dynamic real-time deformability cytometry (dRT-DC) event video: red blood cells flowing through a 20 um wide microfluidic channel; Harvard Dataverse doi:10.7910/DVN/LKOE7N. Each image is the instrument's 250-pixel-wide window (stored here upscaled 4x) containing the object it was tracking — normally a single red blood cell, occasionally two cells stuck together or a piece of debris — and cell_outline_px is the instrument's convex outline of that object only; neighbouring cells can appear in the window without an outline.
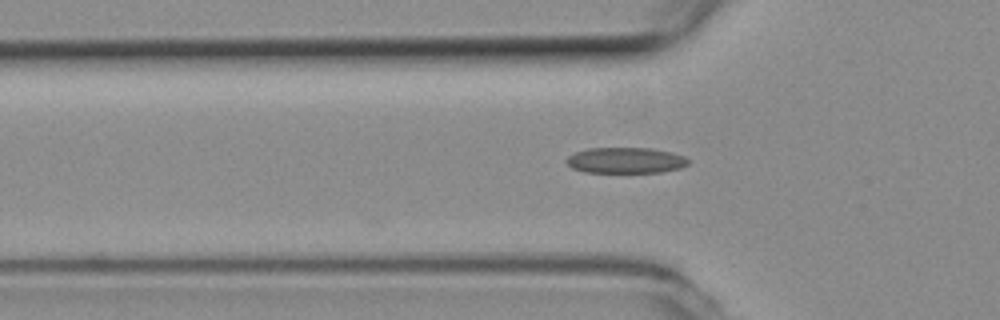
{"species": "common noctule bat (a hibernating species)", "species_latin": "Nyctalus noctula", "temperature_condition": "room temperature", "stored_images_in_passage": 3, "segment_of_instrument_passage": [1, 2], "camera_frame_rate_fps": 3000, "um_per_image_px": 0.085, "animal": {"sex": "female", "body_mass_g": 19.3, "forearm_length_mm": 54.1}, "frame": {"image": 1, "passage_image": 2, "time_ms": 0.333, "image_size_px": [1000, 320], "cell_outline_px": [[688, 164], [680, 168], [660, 172], [584, 172], [572, 168], [564, 160], [568, 156], [576, 152], [588, 148], [652, 148], [672, 152], [684, 156], [688, 160]], "centroid_in_image_um": [53.16, 13.62], "position_along_channel_um": 72.6, "area_um2": 18.32}}